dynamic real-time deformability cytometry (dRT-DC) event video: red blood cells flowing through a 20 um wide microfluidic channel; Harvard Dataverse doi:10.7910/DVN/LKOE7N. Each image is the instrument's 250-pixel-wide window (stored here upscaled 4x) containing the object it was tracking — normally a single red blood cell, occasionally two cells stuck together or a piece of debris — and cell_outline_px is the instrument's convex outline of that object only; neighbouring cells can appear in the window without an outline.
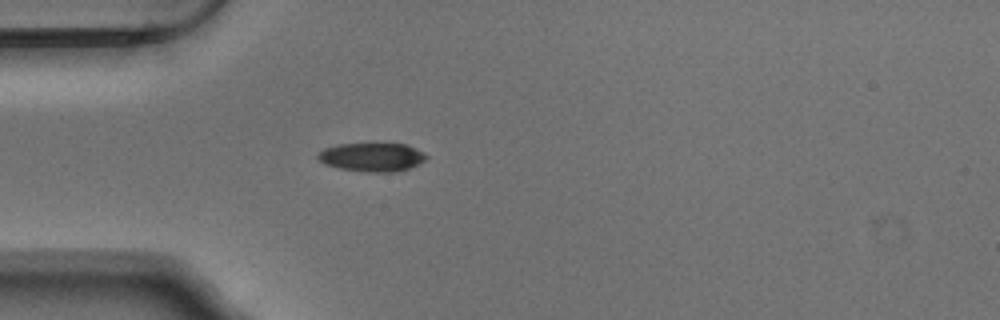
{"species": "Egyptian fruit bat (a non-hibernating species)", "species_latin": "Rousettus aegyptiacus", "temperature_condition": "warm", "stored_images_in_passage": 39, "camera_frame_rate_fps": 3000, "um_per_image_px": 0.085, "animal": {"sex": "male"}, "frame": {"image": 1, "passage_image": 1, "time_ms": 0.0, "image_size_px": [1000, 320], "cell_outline_px": [[428, 156], [424, 160], [408, 168], [392, 172], [368, 172], [340, 168], [324, 164], [316, 156], [324, 148], [336, 144], [372, 140], [408, 144], [424, 152]], "centroid_in_image_um": [31.61, 13.28], "position_along_channel_um": 53.4, "area_um2": 18.96}}
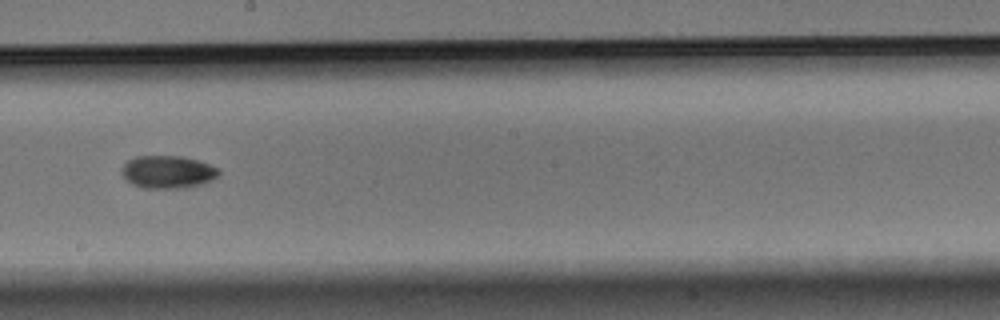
{"frame": {"image": 2, "passage_image": 16, "time_ms": 5.0, "image_size_px": [1000, 320], "cell_outline_px": [[220, 176], [204, 184], [184, 188], [140, 188], [132, 184], [120, 172], [120, 168], [128, 160], [136, 156], [180, 156], [196, 160], [220, 168]], "centroid_in_image_um": [14.27, 14.62], "position_along_channel_um": 233.9, "area_um2": 18.73}}
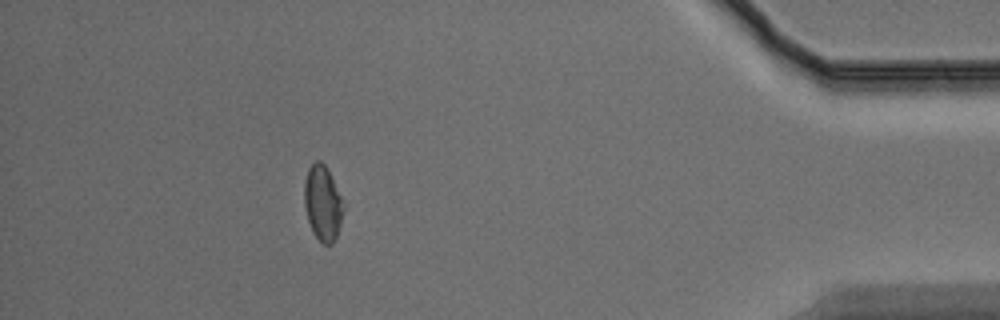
{"frame": {"image": 3, "passage_image": 34, "time_ms": 11.0, "image_size_px": [1000, 320], "cell_outline_px": [[344, 208], [340, 224], [336, 236], [332, 244], [324, 244], [312, 232], [308, 220], [304, 204], [304, 180], [308, 168], [316, 160], [320, 160], [324, 164], [340, 196]], "centroid_in_image_um": [27.4, 17.26], "position_along_channel_um": 407.8, "area_um2": 16.76}, "authors_computed_cell_mechanics": {"area_um2": 17.629, "velocity_mm_per_s": 3.7408, "shape_relaxation_time_tau1_ms": 5.1123, "shape_relaxation_time_tau2_ms": null, "deformation_change_tau1": 0.1224, "deformation_change_tau2": null}}